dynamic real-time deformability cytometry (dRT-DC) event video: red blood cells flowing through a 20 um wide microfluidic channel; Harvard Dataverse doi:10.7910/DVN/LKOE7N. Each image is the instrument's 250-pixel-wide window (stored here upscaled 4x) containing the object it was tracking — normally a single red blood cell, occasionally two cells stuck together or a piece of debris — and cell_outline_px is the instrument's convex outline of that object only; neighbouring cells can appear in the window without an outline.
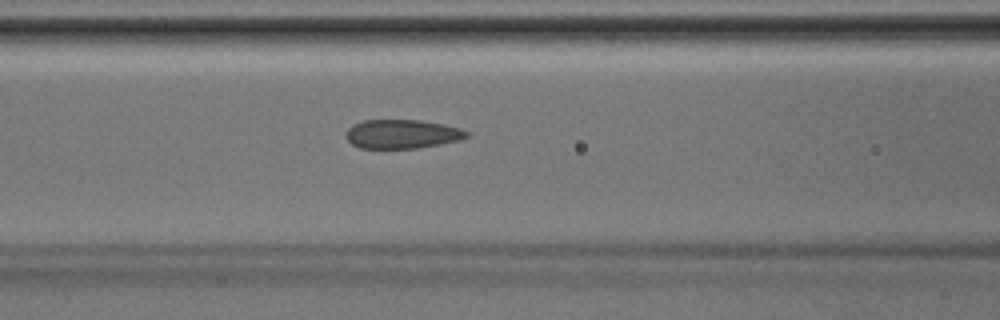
{"species": "Egyptian fruit bat (a non-hibernating species)", "species_latin": "Rousettus aegyptiacus", "temperature_condition": "room temperature", "stored_images_in_passage": 25, "camera_frame_rate_fps": 3000, "um_per_image_px": 0.085, "animal": {"sex": "male"}, "frame": {"image": 1, "passage_image": 8, "time_ms": 2.333, "image_size_px": [1000, 320], "cell_outline_px": [[472, 136], [460, 140], [440, 144], [416, 148], [360, 148], [352, 144], [344, 136], [348, 128], [352, 124], [364, 120], [420, 120], [444, 124], [460, 128], [472, 132]], "centroid_in_image_um": [34.21, 11.39], "position_along_channel_um": 132.4, "area_um2": 20.63}}
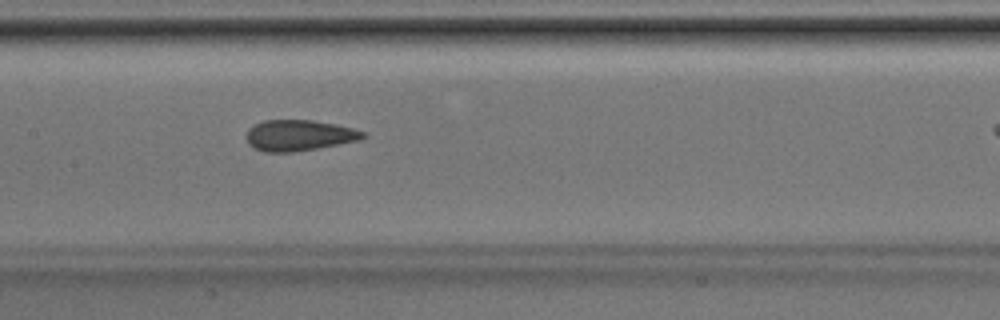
{"frame": {"image": 2, "passage_image": 11, "time_ms": 3.333, "image_size_px": [1000, 320], "cell_outline_px": [[368, 136], [360, 140], [316, 148], [292, 152], [264, 152], [252, 148], [248, 144], [248, 128], [264, 120], [312, 120], [336, 124], [352, 128], [364, 132]], "centroid_in_image_um": [25.42, 11.51], "position_along_channel_um": 182.0, "area_um2": 20.92}}
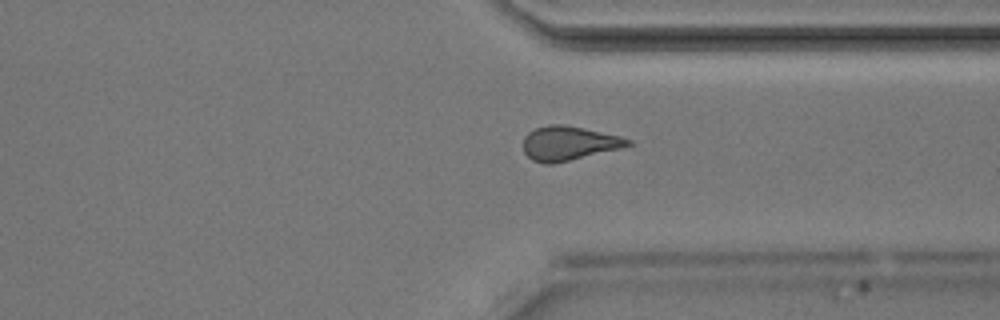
{"frame": {"image": 3, "passage_image": 22, "time_ms": 7.0, "image_size_px": [1000, 320], "cell_outline_px": [[632, 144], [624, 148], [552, 164], [544, 164], [532, 160], [524, 152], [524, 136], [532, 128], [552, 124], [564, 124], [584, 128], [620, 136], [632, 140]], "centroid_in_image_um": [48.35, 12.17], "position_along_channel_um": 363.0, "area_um2": 21.04}}